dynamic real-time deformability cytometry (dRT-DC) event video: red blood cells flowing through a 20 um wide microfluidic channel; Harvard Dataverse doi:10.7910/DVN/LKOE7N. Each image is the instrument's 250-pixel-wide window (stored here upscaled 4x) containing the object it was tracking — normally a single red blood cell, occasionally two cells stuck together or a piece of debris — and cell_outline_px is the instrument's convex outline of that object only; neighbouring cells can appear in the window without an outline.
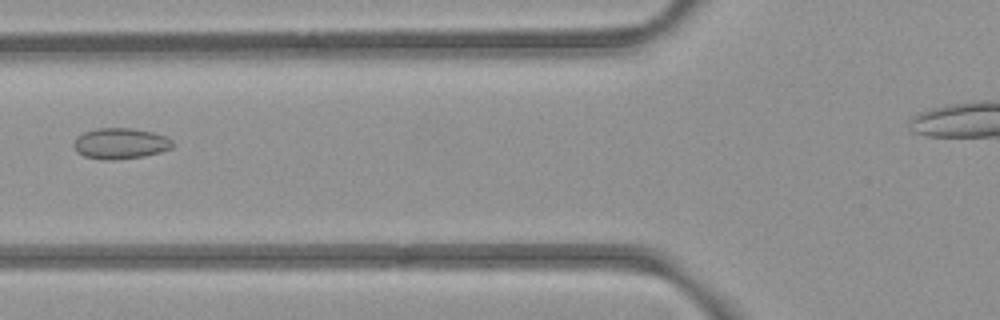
{"species": "common noctule bat (a hibernating species)", "species_latin": "Nyctalus noctula", "temperature_condition": "room temperature", "stored_images_in_passage": 5, "camera_frame_rate_fps": 3000, "um_per_image_px": 0.085, "animal": {"sex": "female", "body_mass_g": 21.9}, "frame": {"image": 1, "passage_image": 5, "time_ms": 5.333, "image_size_px": [1000, 320], "cell_outline_px": [[172, 148], [160, 152], [144, 156], [112, 160], [104, 160], [84, 156], [76, 152], [72, 144], [76, 136], [84, 132], [96, 128], [132, 128], [152, 132], [164, 136], [172, 140]], "centroid_in_image_um": [10.18, 12.19], "position_along_channel_um": 115.6, "area_um2": 17.86}}